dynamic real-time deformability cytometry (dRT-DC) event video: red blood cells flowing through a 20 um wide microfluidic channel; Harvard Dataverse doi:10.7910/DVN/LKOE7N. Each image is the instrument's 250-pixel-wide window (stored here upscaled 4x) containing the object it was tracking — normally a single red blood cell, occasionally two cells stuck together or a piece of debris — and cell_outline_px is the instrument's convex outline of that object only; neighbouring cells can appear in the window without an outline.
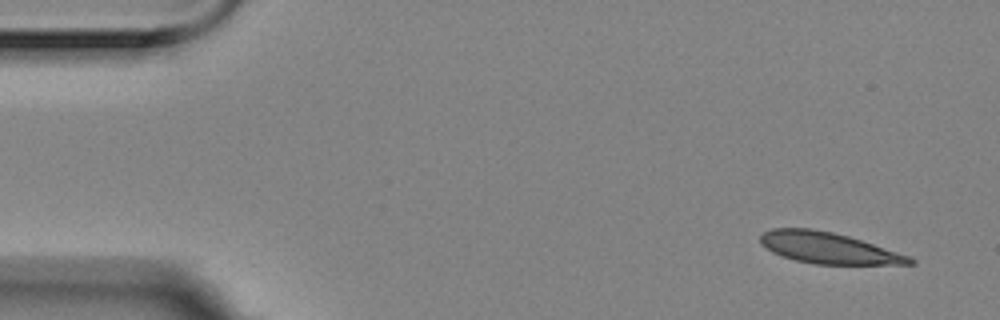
{"species": "Egyptian fruit bat (a non-hibernating species)", "species_latin": "Rousettus aegyptiacus", "temperature_condition": "room temperature", "stored_images_in_passage": 5, "camera_frame_rate_fps": 3000, "um_per_image_px": 0.085, "animal": {"sex": "female"}, "frame": {"image": 1, "passage_image": 1, "time_ms": 0.0, "image_size_px": [1000, 320], "cell_outline_px": [[916, 264], [816, 264], [796, 260], [772, 252], [760, 244], [760, 236], [764, 232], [772, 228], [812, 228], [832, 232], [848, 236], [908, 256], [916, 260]], "centroid_in_image_um": [70.36, 21.07], "position_along_channel_um": 14.6, "area_um2": 26.7}}
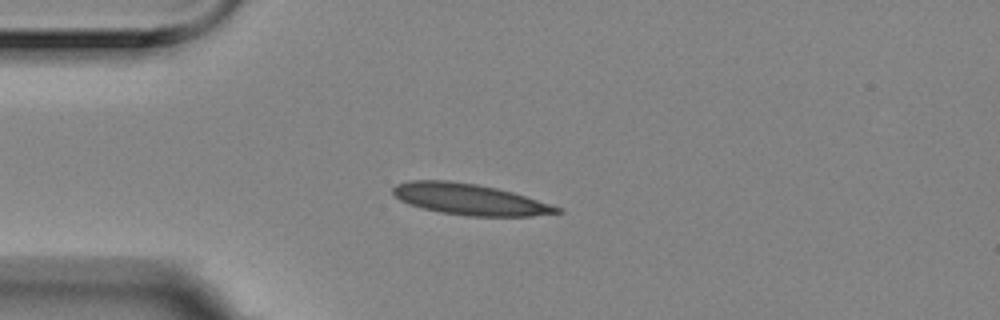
{"frame": {"image": 2, "passage_image": 4, "time_ms": 1.0, "image_size_px": [1000, 320], "cell_outline_px": [[564, 212], [532, 216], [468, 216], [440, 212], [408, 204], [400, 200], [392, 192], [392, 188], [396, 184], [408, 180], [448, 180], [476, 184], [496, 188], [512, 192], [552, 204], [564, 208]], "centroid_in_image_um": [39.94, 16.94], "position_along_channel_um": 45.1, "area_um2": 29.82}}
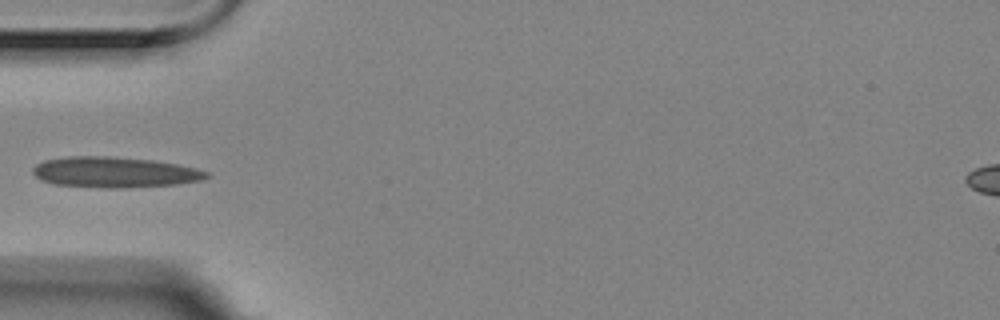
{"frame": {"image": 3, "passage_image": 5, "time_ms": 1.333, "image_size_px": [1000, 320], "cell_outline_px": [[212, 176], [200, 180], [176, 184], [124, 188], [108, 188], [52, 184], [40, 180], [32, 172], [32, 168], [36, 164], [44, 160], [68, 156], [108, 156], [152, 160], [176, 164], [196, 168], [208, 172]], "centroid_in_image_um": [9.71, 14.64], "position_along_channel_um": 75.3, "area_um2": 31.1}}